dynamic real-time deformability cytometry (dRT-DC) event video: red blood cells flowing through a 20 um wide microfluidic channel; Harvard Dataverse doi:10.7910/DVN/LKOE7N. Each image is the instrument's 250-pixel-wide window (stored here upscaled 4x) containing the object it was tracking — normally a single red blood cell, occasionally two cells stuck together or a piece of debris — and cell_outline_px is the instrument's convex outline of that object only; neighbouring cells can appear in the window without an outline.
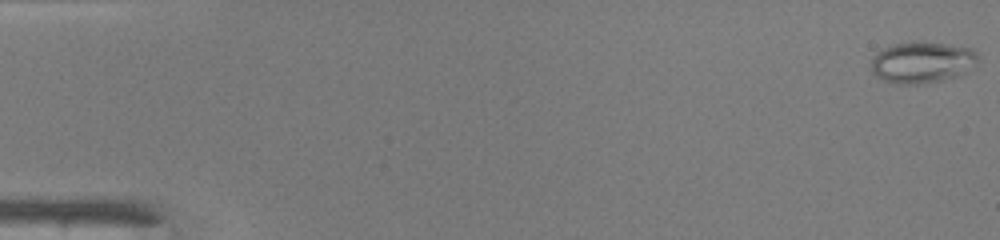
{"species": "common noctule bat (a hibernating species)", "species_latin": "Nyctalus noctula", "temperature_condition": "warm", "stored_images_in_passage": 48, "camera_frame_rate_fps": 3000, "um_per_image_px": 0.085, "animal": {"sex": "male", "body_mass_g": 19.0, "forearm_length_mm": 50.8}, "frame": {"image": 1, "passage_image": 1, "time_ms": 0.0, "image_size_px": [1000, 240], "cell_outline_px": [[976, 60], [956, 76], [940, 80], [920, 84], [896, 84], [884, 80], [876, 76], [872, 72], [872, 60], [884, 48], [896, 44], [912, 40], [944, 44], [972, 48], [976, 52]], "centroid_in_image_um": [78.31, 5.29], "position_along_channel_um": 6.7, "area_um2": 25.03}}
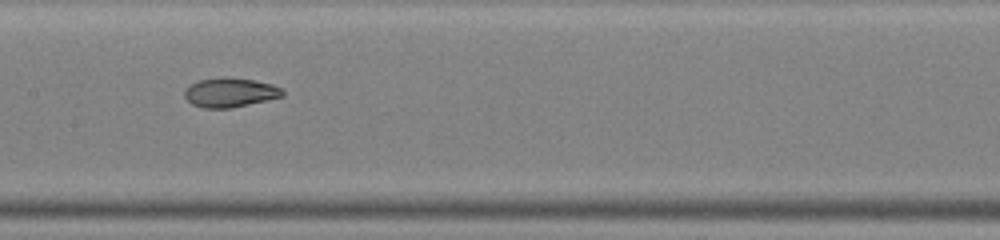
{"frame": {"image": 2, "passage_image": 25, "time_ms": 8.0, "image_size_px": [1000, 240], "cell_outline_px": [[284, 96], [268, 100], [232, 108], [204, 108], [192, 104], [184, 96], [184, 92], [196, 80], [224, 76], [252, 80], [272, 84], [280, 88], [284, 92]], "centroid_in_image_um": [19.56, 7.86], "position_along_channel_um": 187.8, "area_um2": 16.76}}
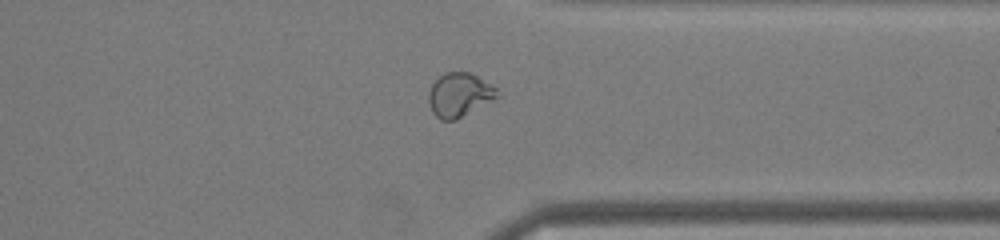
{"frame": {"image": 3, "passage_image": 38, "time_ms": 12.333, "image_size_px": [1000, 240], "cell_outline_px": [[500, 96], [496, 100], [456, 120], [440, 120], [432, 112], [428, 104], [428, 92], [432, 84], [444, 72], [472, 72], [492, 84], [496, 88]], "centroid_in_image_um": [39.08, 8.07], "position_along_channel_um": 372.3, "area_um2": 18.03}, "authors_computed_cell_mechanics": {"area_um2": 19.9699, "velocity_mm_per_s": 4.2785, "shape_relaxation_time_tau1_ms": null, "shape_relaxation_time_tau2_ms": 1.1423, "deformation_change_tau1": null, "deformation_change_tau2": 0.0592}}